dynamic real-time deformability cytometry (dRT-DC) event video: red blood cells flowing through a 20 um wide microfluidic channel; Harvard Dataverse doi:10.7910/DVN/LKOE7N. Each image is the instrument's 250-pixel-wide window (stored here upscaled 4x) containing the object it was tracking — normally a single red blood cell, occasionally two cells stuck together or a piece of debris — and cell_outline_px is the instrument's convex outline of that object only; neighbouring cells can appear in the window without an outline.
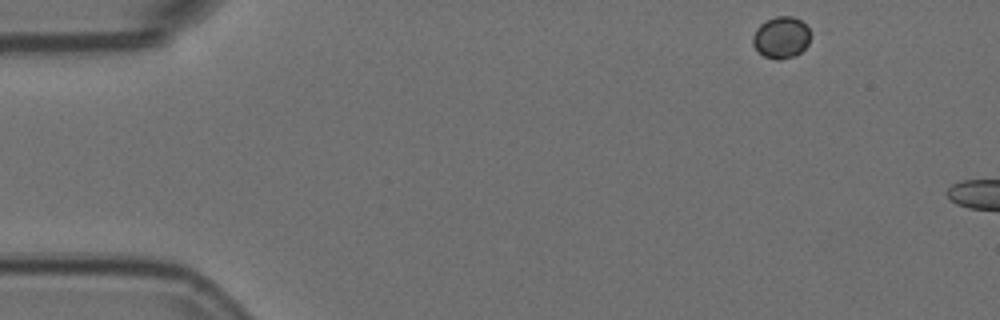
{"species": "Egyptian fruit bat (a non-hibernating species)", "species_latin": "Rousettus aegyptiacus", "temperature_condition": "room temperature", "stored_images_in_passage": 3, "camera_frame_rate_fps": 3000, "um_per_image_px": 0.085, "animal": {"sex": "female"}, "frame": {"image": 1, "passage_image": 1, "time_ms": 0.0, "image_size_px": [1000, 320], "cell_outline_px": [[808, 44], [796, 56], [780, 60], [776, 60], [764, 56], [752, 44], [752, 36], [756, 28], [760, 24], [776, 16], [792, 16], [800, 20], [808, 28]], "centroid_in_image_um": [66.37, 3.19], "position_along_channel_um": 18.6, "area_um2": 13.87}}